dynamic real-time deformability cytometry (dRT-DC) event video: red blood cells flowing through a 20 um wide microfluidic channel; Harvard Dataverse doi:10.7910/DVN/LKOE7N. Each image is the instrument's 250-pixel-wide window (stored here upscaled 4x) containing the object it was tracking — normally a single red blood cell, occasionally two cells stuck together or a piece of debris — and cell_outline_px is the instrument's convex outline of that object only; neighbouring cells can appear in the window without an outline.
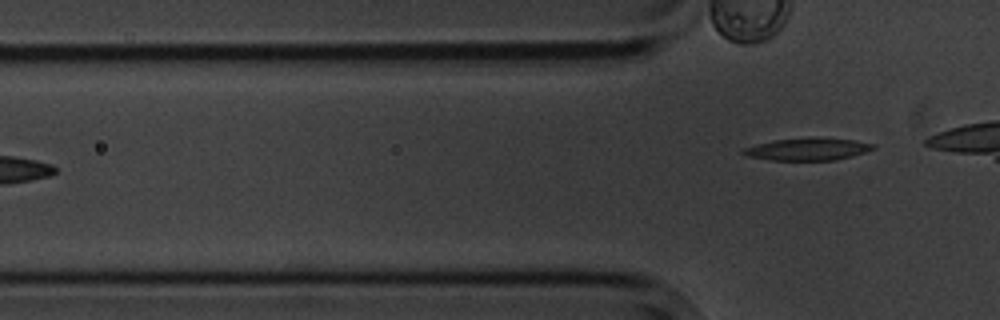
{"species": "common noctule bat (a hibernating species)", "species_latin": "Nyctalus noctula", "temperature_condition": "cold", "stored_images_in_passage": 4, "camera_frame_rate_fps": 3000, "um_per_image_px": 0.085, "animal": {"sex": "male", "body_mass_g": 20.1, "forearm_length_mm": 53.5}, "frame": {"image": 1, "passage_image": 4, "time_ms": 3.667, "image_size_px": [1000, 320], "cell_outline_px": [[876, 148], [852, 156], [836, 160], [768, 160], [744, 156], [740, 152], [744, 148], [756, 144], [772, 140], [852, 140], [876, 144]], "centroid_in_image_um": [68.58, 12.73], "position_along_channel_um": 57.2, "area_um2": 16.13}}